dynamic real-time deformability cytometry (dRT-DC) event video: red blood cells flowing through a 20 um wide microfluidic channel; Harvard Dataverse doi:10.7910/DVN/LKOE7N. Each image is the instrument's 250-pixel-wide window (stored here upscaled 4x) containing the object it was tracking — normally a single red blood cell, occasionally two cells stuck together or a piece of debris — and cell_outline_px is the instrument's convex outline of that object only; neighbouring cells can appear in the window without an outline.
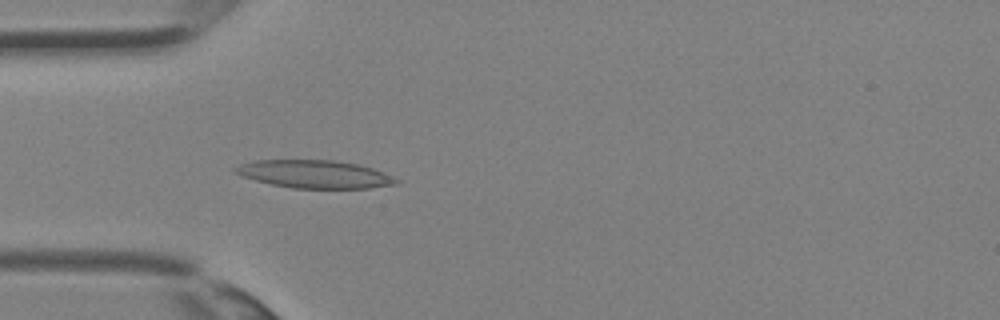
{"species": "Egyptian fruit bat (a non-hibernating species)", "species_latin": "Rousettus aegyptiacus", "temperature_condition": "room temperature", "stored_images_in_passage": 29, "camera_frame_rate_fps": 3000, "um_per_image_px": 0.085, "animal": {"sex": "female"}, "frame": {"image": 1, "passage_image": 4, "time_ms": 1.0, "image_size_px": [1000, 320], "cell_outline_px": [[400, 184], [368, 188], [292, 188], [272, 184], [256, 180], [232, 172], [232, 168], [240, 164], [256, 160], [332, 160], [360, 164], [384, 172], [400, 180]], "centroid_in_image_um": [26.78, 14.8], "position_along_channel_um": 58.2, "area_um2": 26.24}}
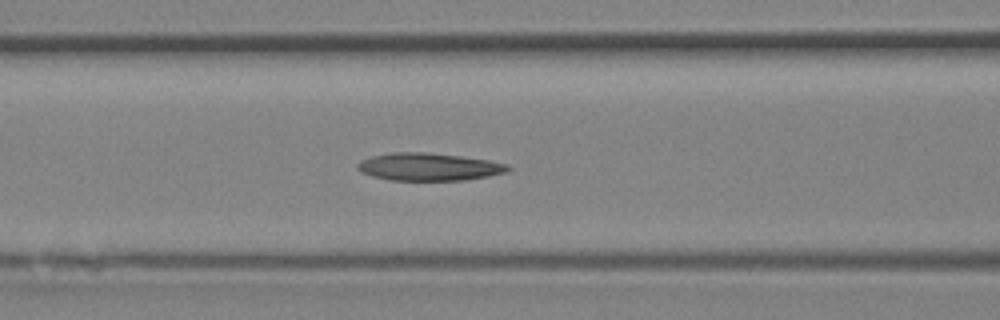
{"frame": {"image": 2, "passage_image": 8, "time_ms": 2.333, "image_size_px": [1000, 320], "cell_outline_px": [[512, 168], [504, 172], [488, 176], [464, 180], [388, 180], [372, 176], [360, 172], [356, 168], [356, 164], [360, 160], [372, 156], [392, 152], [424, 152], [460, 156], [488, 160], [508, 164]], "centroid_in_image_um": [36.4, 14.18], "position_along_channel_um": 130.2, "area_um2": 24.22}}
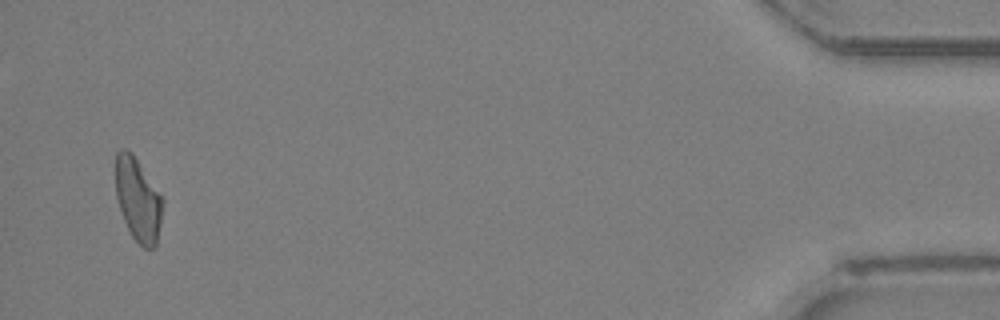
{"frame": {"image": 3, "passage_image": 28, "time_ms": 9.0, "image_size_px": [1000, 320], "cell_outline_px": [[164, 200], [156, 248], [144, 248], [132, 236], [124, 220], [116, 196], [116, 152], [120, 148], [124, 148], [132, 152]], "centroid_in_image_um": [11.73, 16.96], "position_along_channel_um": 423.5, "area_um2": 22.66}}